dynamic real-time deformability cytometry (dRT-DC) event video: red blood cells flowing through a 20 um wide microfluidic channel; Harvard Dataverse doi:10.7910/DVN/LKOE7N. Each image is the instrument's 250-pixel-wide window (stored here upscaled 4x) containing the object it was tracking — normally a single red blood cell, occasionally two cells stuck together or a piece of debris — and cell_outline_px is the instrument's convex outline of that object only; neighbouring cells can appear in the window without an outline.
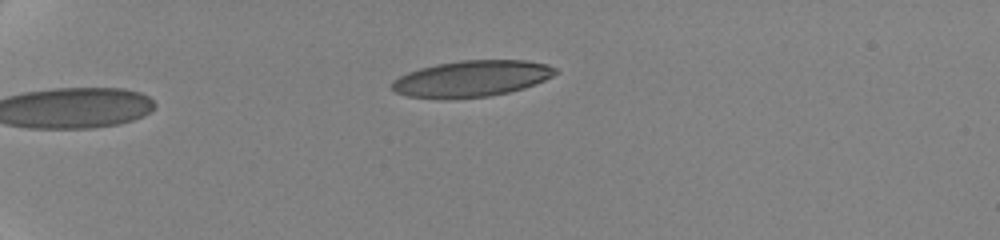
{"species": "human", "species_latin": "Homo sapiens", "temperature_condition": "cold", "stored_images_in_passage": 11, "camera_frame_rate_fps": 3000, "um_per_image_px": 0.085, "donor": {"sex": "female"}, "frame": {"image": 1, "passage_image": 1, "time_ms": 0.0, "image_size_px": [1000, 240], "cell_outline_px": [[560, 72], [536, 84], [524, 88], [508, 92], [488, 96], [448, 100], [444, 100], [408, 96], [392, 92], [392, 80], [408, 72], [420, 68], [436, 64], [460, 60], [524, 60], [548, 64], [556, 68]], "centroid_in_image_um": [40.07, 6.69], "position_along_channel_um": 44.9, "area_um2": 34.97}}
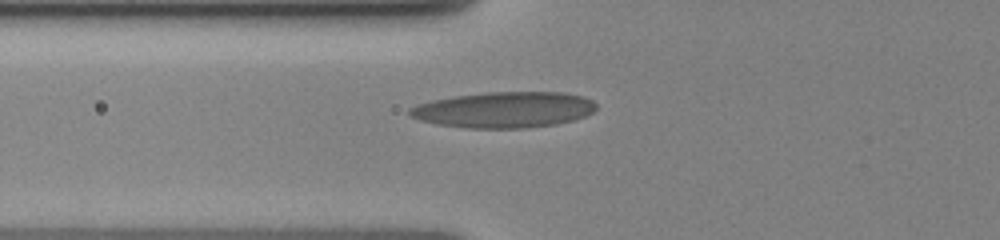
{"frame": {"image": 2, "passage_image": 7, "time_ms": 2.667, "image_size_px": [1000, 240], "cell_outline_px": [[596, 108], [592, 112], [584, 116], [572, 120], [556, 124], [524, 128], [468, 128], [436, 124], [420, 120], [408, 116], [408, 108], [416, 104], [432, 100], [452, 96], [488, 92], [564, 92], [584, 96], [592, 100], [596, 104]], "centroid_in_image_um": [42.81, 9.32], "position_along_channel_um": 83.0, "area_um2": 39.25}}
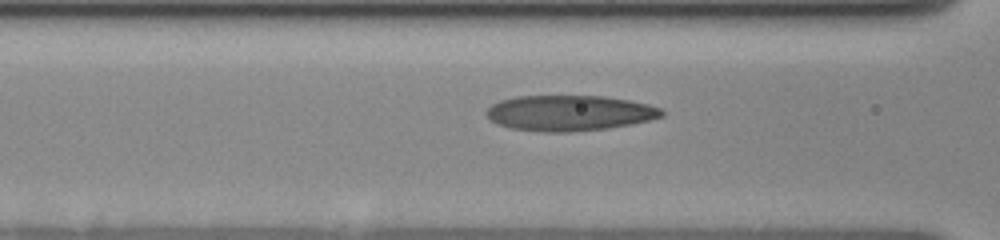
{"frame": {"image": 3, "passage_image": 10, "time_ms": 3.667, "image_size_px": [1000, 240], "cell_outline_px": [[664, 116], [632, 124], [608, 128], [568, 132], [544, 132], [512, 128], [496, 124], [484, 112], [492, 104], [500, 100], [516, 96], [604, 96], [628, 100], [648, 104], [660, 108], [664, 112]], "centroid_in_image_um": [48.39, 9.6], "position_along_channel_um": 118.2, "area_um2": 36.3}}